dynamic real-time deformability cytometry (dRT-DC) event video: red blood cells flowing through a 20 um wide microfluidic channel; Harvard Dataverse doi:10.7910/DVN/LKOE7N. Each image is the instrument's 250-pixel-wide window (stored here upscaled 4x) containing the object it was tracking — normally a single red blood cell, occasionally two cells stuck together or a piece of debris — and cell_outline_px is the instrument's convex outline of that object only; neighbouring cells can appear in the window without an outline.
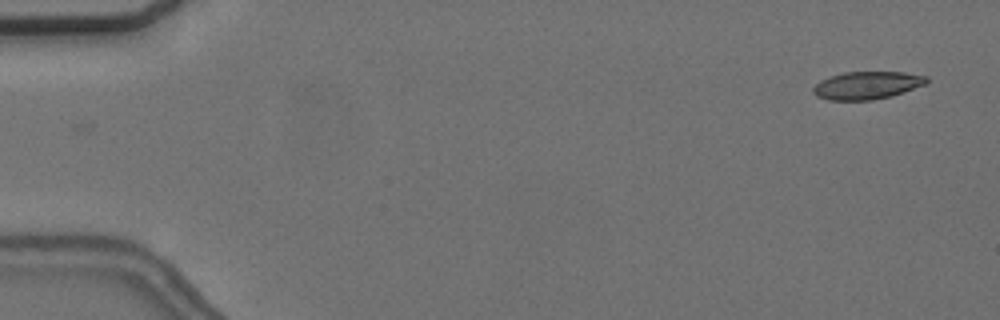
{"species": "common noctule bat (a hibernating species)", "species_latin": "Nyctalus noctula", "temperature_condition": "cold", "stored_images_in_passage": 8, "camera_frame_rate_fps": 3000, "um_per_image_px": 0.085, "animal": {"sex": "female", "body_mass_g": 24.6, "forearm_length_mm": 56.2}, "frame": {"image": 1, "passage_image": 3, "time_ms": 0.667, "image_size_px": [1000, 320], "cell_outline_px": [[928, 80], [924, 84], [904, 92], [892, 96], [872, 100], [828, 100], [816, 96], [812, 92], [812, 88], [820, 80], [844, 72], [904, 72], [928, 76]], "centroid_in_image_um": [73.68, 7.26], "position_along_channel_um": 11.3, "area_um2": 18.32}}